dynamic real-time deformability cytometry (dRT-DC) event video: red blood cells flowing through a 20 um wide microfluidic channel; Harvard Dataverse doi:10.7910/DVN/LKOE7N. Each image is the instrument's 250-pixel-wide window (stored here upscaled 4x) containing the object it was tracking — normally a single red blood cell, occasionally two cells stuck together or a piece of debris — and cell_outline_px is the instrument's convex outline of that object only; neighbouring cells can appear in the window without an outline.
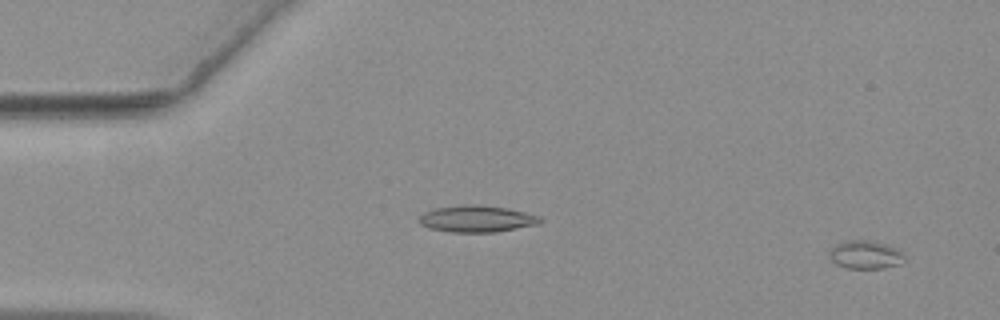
{"species": "common noctule bat (a hibernating species)", "species_latin": "Nyctalus noctula", "temperature_condition": "warm", "stored_images_in_passage": 56, "camera_frame_rate_fps": 3000, "um_per_image_px": 0.085, "animal": {"sex": "female", "body_mass_g": 19.3, "forearm_length_mm": 54.1}, "frame": {"image": 1, "passage_image": 3, "time_ms": 0.667, "image_size_px": [1000, 320], "cell_outline_px": [[904, 260], [900, 264], [884, 268], [848, 268], [836, 264], [828, 256], [828, 252], [836, 244], [844, 240], [872, 240], [888, 244], [896, 248], [904, 256]], "centroid_in_image_um": [73.54, 21.63], "position_along_channel_um": 11.5, "area_um2": 12.48}}
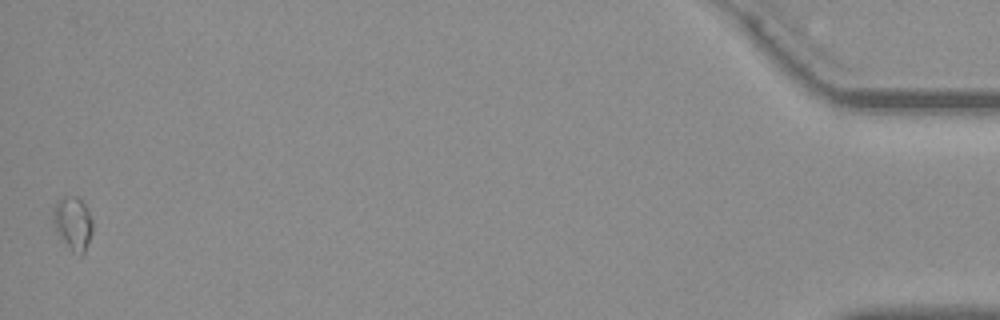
{"frame": {"image": 2, "passage_image": 56, "time_ms": 18.333, "image_size_px": [1000, 320], "cell_outline_px": [[92, 232], [84, 252], [80, 256], [72, 252], [56, 232], [52, 220], [52, 212], [56, 204], [64, 196], [76, 196], [84, 204], [92, 220]], "centroid_in_image_um": [6.18, 19.0], "position_along_channel_um": 429.0, "area_um2": 12.14}}